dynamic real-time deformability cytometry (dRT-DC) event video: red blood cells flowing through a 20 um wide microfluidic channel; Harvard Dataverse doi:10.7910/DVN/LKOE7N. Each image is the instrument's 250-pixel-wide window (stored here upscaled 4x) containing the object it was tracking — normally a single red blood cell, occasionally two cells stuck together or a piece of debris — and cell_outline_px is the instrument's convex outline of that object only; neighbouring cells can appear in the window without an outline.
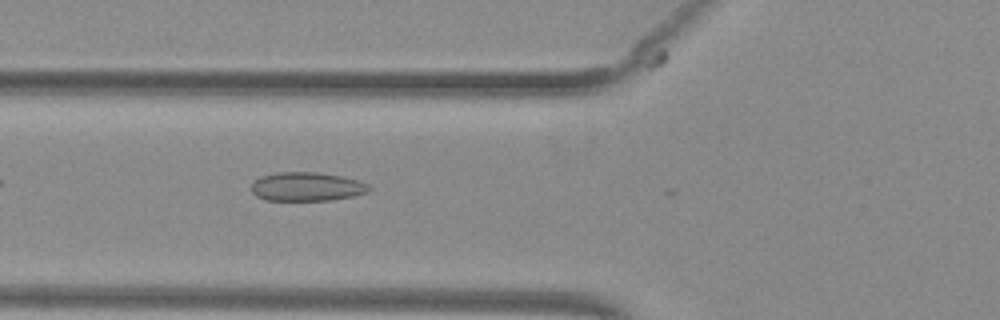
{"species": "common noctule bat (a hibernating species)", "species_latin": "Nyctalus noctula", "temperature_condition": "warm", "stored_images_in_passage": 26, "camera_frame_rate_fps": 3000, "um_per_image_px": 0.085, "animal": {"sex": "female", "body_mass_g": 29.2, "forearm_length_mm": 56.3}, "frame": {"image": 1, "passage_image": 8, "time_ms": 2.333, "image_size_px": [1000, 320], "cell_outline_px": [[372, 188], [368, 192], [356, 196], [328, 200], [264, 200], [256, 196], [252, 192], [252, 184], [260, 176], [276, 172], [320, 172], [340, 176], [356, 180], [368, 184]], "centroid_in_image_um": [26.08, 15.86], "position_along_channel_um": 99.7, "area_um2": 19.83}}
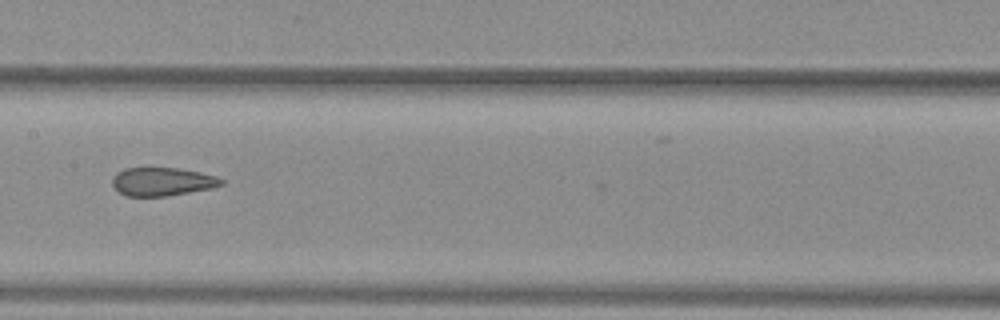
{"frame": {"image": 2, "passage_image": 15, "time_ms": 4.667, "image_size_px": [1000, 320], "cell_outline_px": [[224, 184], [212, 188], [164, 196], [124, 196], [112, 184], [112, 180], [116, 172], [124, 168], [176, 168], [200, 172], [216, 176], [224, 180]], "centroid_in_image_um": [13.79, 15.43], "position_along_channel_um": 193.6, "area_um2": 17.92}}
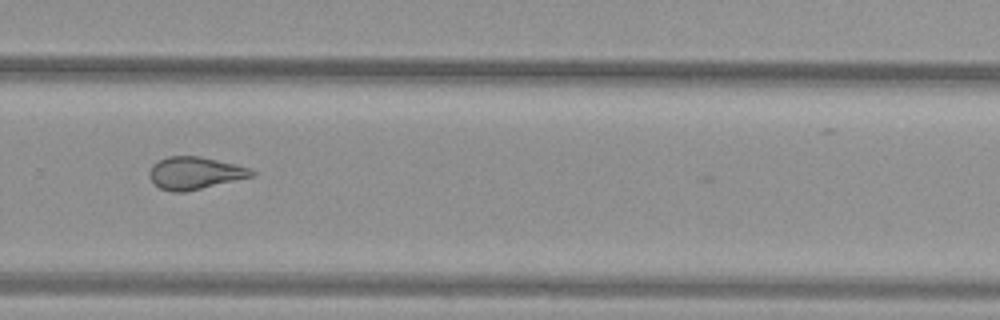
{"frame": {"image": 3, "passage_image": 24, "time_ms": 7.667, "image_size_px": [1000, 320], "cell_outline_px": [[256, 176], [184, 192], [172, 192], [160, 188], [148, 176], [148, 172], [152, 164], [168, 156], [200, 156], [236, 164], [248, 168], [256, 172]], "centroid_in_image_um": [16.58, 14.71], "position_along_channel_um": 313.2, "area_um2": 19.36}}